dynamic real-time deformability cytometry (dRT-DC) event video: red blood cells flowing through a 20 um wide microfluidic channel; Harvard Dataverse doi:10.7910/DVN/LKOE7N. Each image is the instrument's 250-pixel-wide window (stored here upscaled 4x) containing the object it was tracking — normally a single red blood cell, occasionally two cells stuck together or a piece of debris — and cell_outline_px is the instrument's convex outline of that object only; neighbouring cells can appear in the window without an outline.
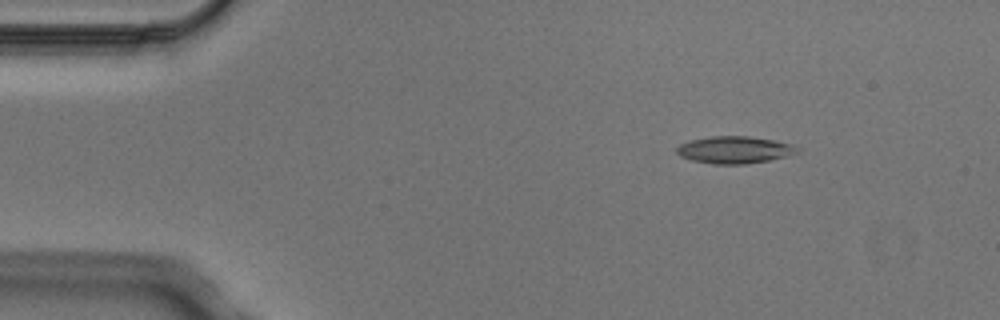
{"species": "Egyptian fruit bat (a non-hibernating species)", "species_latin": "Rousettus aegyptiacus", "temperature_condition": "cold", "stored_images_in_passage": 3, "camera_frame_rate_fps": 3000, "um_per_image_px": 0.085, "animal": {"sex": "male"}, "frame": {"image": 1, "passage_image": 1, "time_ms": 0.0, "image_size_px": [1000, 320], "cell_outline_px": [[800, 152], [768, 160], [744, 164], [712, 164], [692, 160], [680, 156], [676, 152], [676, 148], [680, 144], [692, 140], [712, 136], [748, 136], [772, 140], [792, 144], [800, 148]], "centroid_in_image_um": [62.43, 12.74], "position_along_channel_um": 22.6, "area_um2": 18.9}}